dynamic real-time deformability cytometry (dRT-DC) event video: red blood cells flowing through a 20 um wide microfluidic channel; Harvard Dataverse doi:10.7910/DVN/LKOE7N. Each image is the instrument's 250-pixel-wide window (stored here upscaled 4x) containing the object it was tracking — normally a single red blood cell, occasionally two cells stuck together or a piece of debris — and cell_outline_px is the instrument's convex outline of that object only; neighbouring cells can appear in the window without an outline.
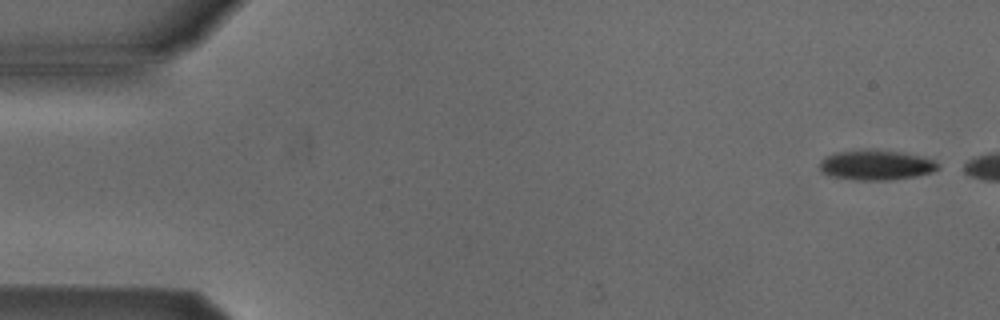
{"species": "Egyptian fruit bat (a non-hibernating species)", "species_latin": "Rousettus aegyptiacus", "temperature_condition": "cold", "stored_images_in_passage": 46, "camera_frame_rate_fps": 3000, "um_per_image_px": 0.085, "animal": {"sex": "male"}, "frame": {"image": 1, "passage_image": 2, "time_ms": 0.333, "image_size_px": [1000, 320], "cell_outline_px": [[940, 168], [932, 172], [916, 176], [892, 180], [856, 180], [828, 176], [820, 172], [820, 160], [824, 156], [836, 152], [868, 148], [872, 148], [904, 152], [924, 156], [940, 164]], "centroid_in_image_um": [74.45, 14.01], "position_along_channel_um": 10.5, "area_um2": 21.39}}
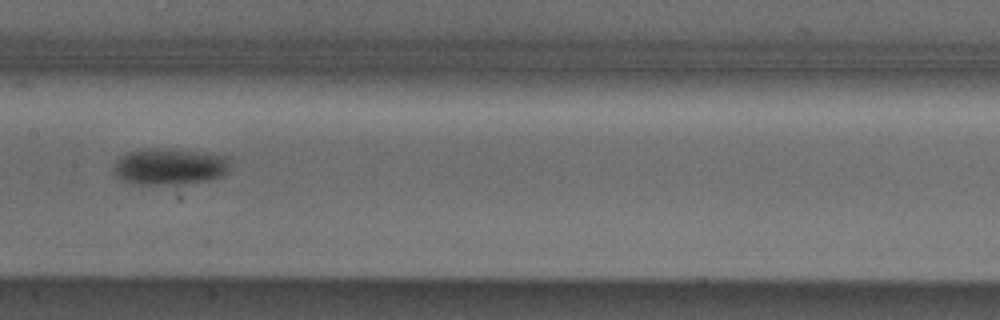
{"frame": {"image": 2, "passage_image": 26, "time_ms": 8.333, "image_size_px": [1000, 320], "cell_outline_px": [[228, 168], [224, 176], [208, 180], [180, 184], [136, 184], [120, 180], [112, 172], [112, 168], [116, 160], [120, 156], [128, 152], [148, 148], [152, 148], [224, 156], [228, 160]], "centroid_in_image_um": [14.31, 14.19], "position_along_channel_um": 193.1, "area_um2": 24.28}}
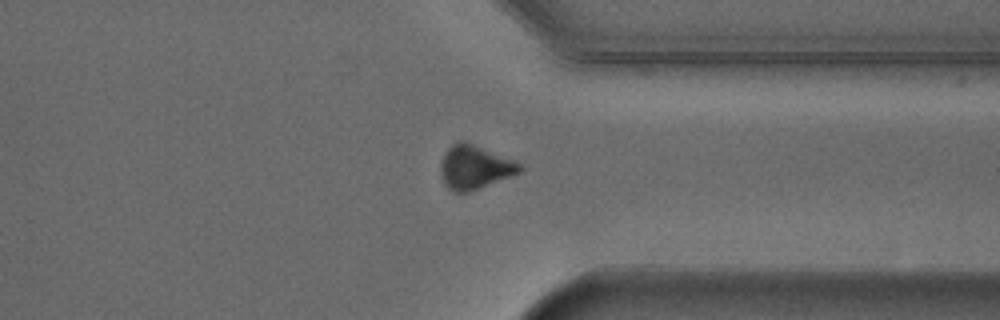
{"frame": {"image": 3, "passage_image": 40, "time_ms": 13.0, "image_size_px": [1000, 320], "cell_outline_px": [[524, 168], [520, 172], [468, 192], [452, 192], [444, 184], [440, 172], [440, 164], [444, 152], [452, 144], [460, 140], [464, 140], [512, 160], [520, 164]], "centroid_in_image_um": [40.29, 14.21], "position_along_channel_um": 371.1, "area_um2": 19.94}, "authors_computed_cell_mechanics": {"area_um2": 22.6865, "velocity_mm_per_s": 3.8672, "shape_relaxation_time_tau1_ms": 1.9839, "shape_relaxation_time_tau2_ms": null, "deformation_change_tau1": 0.082, "deformation_change_tau2": null}}